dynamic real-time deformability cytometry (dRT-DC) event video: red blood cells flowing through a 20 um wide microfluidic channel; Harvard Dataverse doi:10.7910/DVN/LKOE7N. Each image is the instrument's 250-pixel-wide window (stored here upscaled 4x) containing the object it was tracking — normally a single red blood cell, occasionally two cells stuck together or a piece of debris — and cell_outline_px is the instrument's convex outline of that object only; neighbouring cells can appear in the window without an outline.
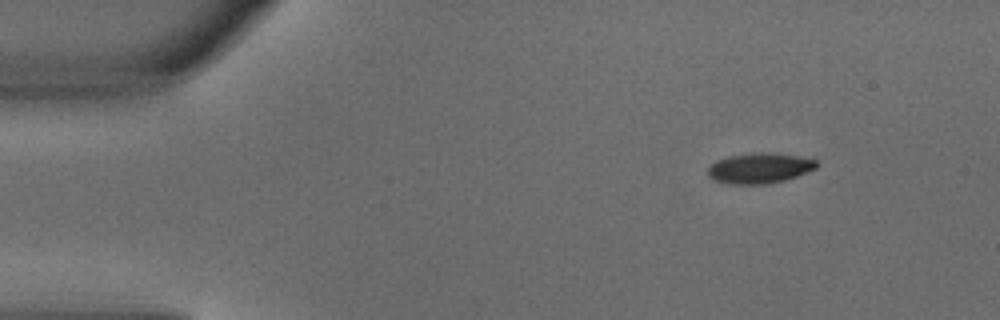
{"species": "common noctule bat (a hibernating species)", "species_latin": "Nyctalus noctula", "temperature_condition": "warm", "stored_images_in_passage": 3, "camera_frame_rate_fps": 3000, "um_per_image_px": 0.085, "animal": {"sex": "male", "body_mass_g": 18.8}, "frame": {"image": 1, "passage_image": 1, "time_ms": 0.0, "image_size_px": [1000, 320], "cell_outline_px": [[816, 168], [796, 176], [784, 180], [764, 184], [728, 184], [712, 180], [708, 176], [708, 168], [716, 160], [728, 156], [752, 152], [768, 152], [796, 156], [816, 160]], "centroid_in_image_um": [64.49, 14.29], "position_along_channel_um": 20.5, "area_um2": 19.19}}